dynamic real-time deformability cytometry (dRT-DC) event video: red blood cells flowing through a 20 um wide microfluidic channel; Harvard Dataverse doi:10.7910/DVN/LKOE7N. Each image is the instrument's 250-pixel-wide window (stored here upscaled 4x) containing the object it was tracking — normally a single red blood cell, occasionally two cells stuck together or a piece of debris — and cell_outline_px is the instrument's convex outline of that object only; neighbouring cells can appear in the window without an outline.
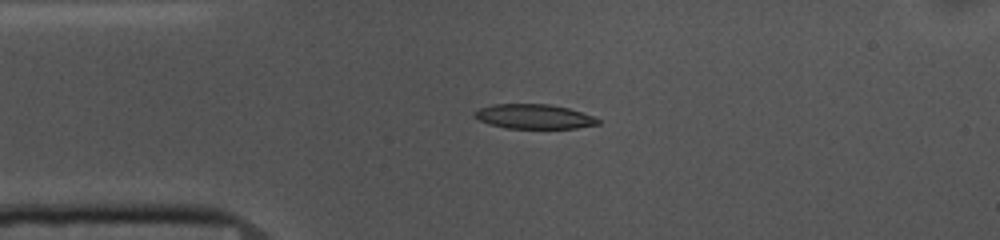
{"species": "common noctule bat (a hibernating species)", "species_latin": "Nyctalus noctula", "temperature_condition": "cold", "stored_images_in_passage": 12, "camera_frame_rate_fps": 3000, "um_per_image_px": 0.085, "animal": {"sex": "female", "body_mass_g": 10.0, "forearm_length_mm": 53.1}, "frame": {"image": 1, "passage_image": 1, "time_ms": 0.0, "image_size_px": [1000, 240], "cell_outline_px": [[600, 124], [576, 128], [504, 128], [476, 120], [472, 116], [472, 112], [480, 108], [492, 104], [548, 104], [568, 108], [596, 116], [600, 120]], "centroid_in_image_um": [45.36, 9.9], "position_along_channel_um": 39.6, "area_um2": 17.92}}
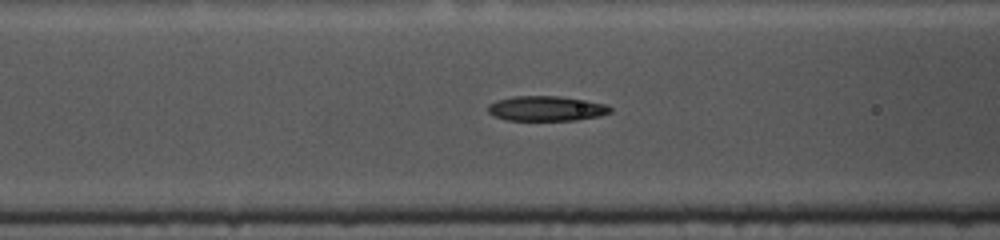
{"frame": {"image": 2, "passage_image": 9, "time_ms": 2.667, "image_size_px": [1000, 240], "cell_outline_px": [[612, 112], [600, 116], [576, 120], [508, 120], [496, 116], [488, 112], [488, 104], [496, 100], [512, 96], [560, 96], [604, 104], [612, 108]], "centroid_in_image_um": [46.43, 9.22], "position_along_channel_um": 120.2, "area_um2": 17.69}}
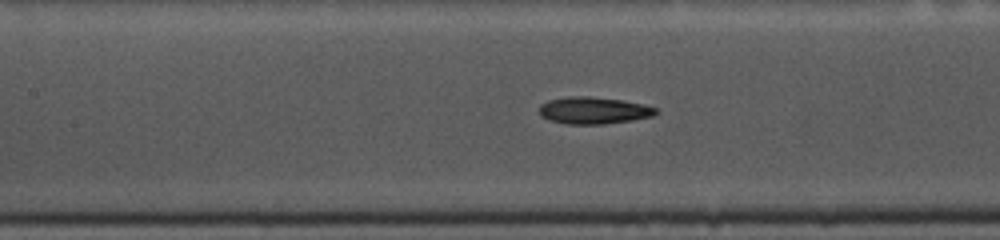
{"frame": {"image": 3, "passage_image": 12, "time_ms": 3.667, "image_size_px": [1000, 240], "cell_outline_px": [[660, 112], [652, 116], [632, 120], [604, 124], [568, 124], [548, 120], [540, 116], [540, 104], [548, 100], [568, 96], [588, 96], [620, 100], [644, 104], [656, 108]], "centroid_in_image_um": [50.45, 9.39], "position_along_channel_um": 157.0, "area_um2": 18.38}}